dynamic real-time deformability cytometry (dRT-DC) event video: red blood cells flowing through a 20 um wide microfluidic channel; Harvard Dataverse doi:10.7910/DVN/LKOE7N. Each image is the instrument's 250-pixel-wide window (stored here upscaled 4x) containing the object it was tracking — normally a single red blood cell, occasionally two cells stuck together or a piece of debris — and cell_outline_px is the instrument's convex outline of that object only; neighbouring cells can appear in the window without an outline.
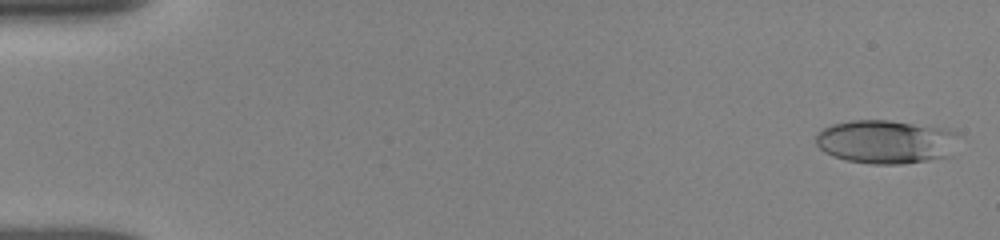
{"species": "human", "species_latin": "Homo sapiens", "temperature_condition": "room temperature", "stored_images_in_passage": 35, "camera_frame_rate_fps": 3000, "um_per_image_px": 0.085, "donor": {"sex": "female"}, "frame": {"image": 1, "passage_image": 1, "time_ms": 0.0, "image_size_px": [1000, 240], "cell_outline_px": [[960, 136], [952, 156], [928, 160], [900, 164], [872, 164], [844, 160], [832, 156], [824, 152], [816, 144], [816, 136], [824, 128], [832, 124], [852, 120], [888, 120], [952, 128]], "centroid_in_image_um": [75.38, 12.04], "position_along_channel_um": 9.6, "area_um2": 36.99}}
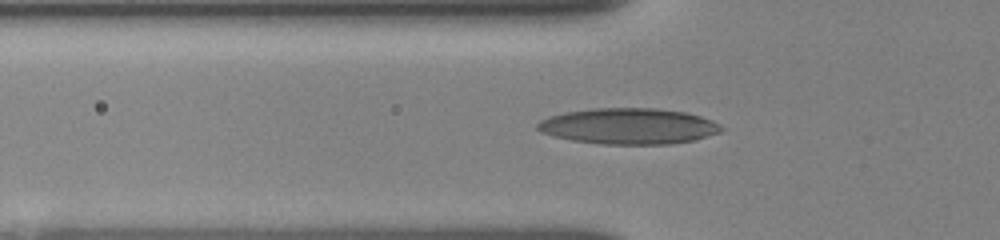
{"frame": {"image": 2, "passage_image": 29, "time_ms": 5.333, "image_size_px": [1000, 240], "cell_outline_px": [[724, 128], [720, 132], [692, 140], [672, 144], [600, 144], [572, 140], [552, 136], [540, 132], [536, 128], [536, 124], [540, 120], [548, 116], [564, 112], [592, 108], [656, 108], [688, 112], [712, 120], [720, 124]], "centroid_in_image_um": [53.4, 10.72], "position_along_channel_um": 72.4, "area_um2": 38.78}}
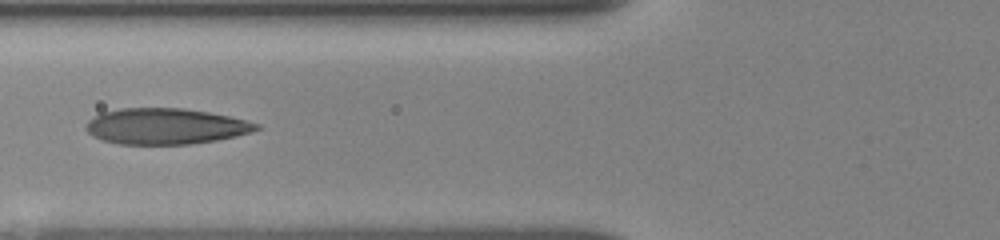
{"frame": {"image": 3, "passage_image": 34, "time_ms": 6.333, "image_size_px": [1000, 240], "cell_outline_px": [[260, 128], [236, 136], [216, 140], [192, 144], [120, 144], [104, 140], [92, 136], [84, 128], [88, 120], [100, 112], [120, 108], [184, 108], [208, 112], [228, 116], [260, 124]], "centroid_in_image_um": [14.02, 10.73], "position_along_channel_um": 111.8, "area_um2": 35.6}}